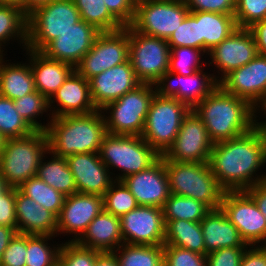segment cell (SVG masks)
I'll return each instance as SVG.
<instances>
[{
	"label": "cell",
	"instance_id": "be15d7a7",
	"mask_svg": "<svg viewBox=\"0 0 266 266\" xmlns=\"http://www.w3.org/2000/svg\"><path fill=\"white\" fill-rule=\"evenodd\" d=\"M261 111V112H260ZM259 113H264L263 115H265L266 118V104L263 106V108L261 110H259ZM265 121H260L263 122L264 124H266V119H264Z\"/></svg>",
	"mask_w": 266,
	"mask_h": 266
},
{
	"label": "cell",
	"instance_id": "91938a15",
	"mask_svg": "<svg viewBox=\"0 0 266 266\" xmlns=\"http://www.w3.org/2000/svg\"><path fill=\"white\" fill-rule=\"evenodd\" d=\"M0 5L13 6L25 13V0H0Z\"/></svg>",
	"mask_w": 266,
	"mask_h": 266
},
{
	"label": "cell",
	"instance_id": "5bb4252c",
	"mask_svg": "<svg viewBox=\"0 0 266 266\" xmlns=\"http://www.w3.org/2000/svg\"><path fill=\"white\" fill-rule=\"evenodd\" d=\"M213 145L201 118L191 109L173 144L161 156L175 162L208 163Z\"/></svg>",
	"mask_w": 266,
	"mask_h": 266
},
{
	"label": "cell",
	"instance_id": "db71d44e",
	"mask_svg": "<svg viewBox=\"0 0 266 266\" xmlns=\"http://www.w3.org/2000/svg\"><path fill=\"white\" fill-rule=\"evenodd\" d=\"M247 29L253 35L257 53L266 56V19L255 22Z\"/></svg>",
	"mask_w": 266,
	"mask_h": 266
},
{
	"label": "cell",
	"instance_id": "ffe728a7",
	"mask_svg": "<svg viewBox=\"0 0 266 266\" xmlns=\"http://www.w3.org/2000/svg\"><path fill=\"white\" fill-rule=\"evenodd\" d=\"M102 210L103 198L100 195L77 192L66 196L57 217V236L63 233L74 234V238L67 241L76 242Z\"/></svg>",
	"mask_w": 266,
	"mask_h": 266
},
{
	"label": "cell",
	"instance_id": "f1b7e54d",
	"mask_svg": "<svg viewBox=\"0 0 266 266\" xmlns=\"http://www.w3.org/2000/svg\"><path fill=\"white\" fill-rule=\"evenodd\" d=\"M4 56L5 54L0 55V95L15 100L35 92L34 76L29 62L7 63L9 60H4Z\"/></svg>",
	"mask_w": 266,
	"mask_h": 266
},
{
	"label": "cell",
	"instance_id": "681fc988",
	"mask_svg": "<svg viewBox=\"0 0 266 266\" xmlns=\"http://www.w3.org/2000/svg\"><path fill=\"white\" fill-rule=\"evenodd\" d=\"M190 11H204L234 15L235 0H184Z\"/></svg>",
	"mask_w": 266,
	"mask_h": 266
},
{
	"label": "cell",
	"instance_id": "4316f807",
	"mask_svg": "<svg viewBox=\"0 0 266 266\" xmlns=\"http://www.w3.org/2000/svg\"><path fill=\"white\" fill-rule=\"evenodd\" d=\"M79 245L101 253L114 252L122 245L120 218L102 210L76 241Z\"/></svg>",
	"mask_w": 266,
	"mask_h": 266
},
{
	"label": "cell",
	"instance_id": "f546056e",
	"mask_svg": "<svg viewBox=\"0 0 266 266\" xmlns=\"http://www.w3.org/2000/svg\"><path fill=\"white\" fill-rule=\"evenodd\" d=\"M190 13L199 21L201 50L206 55L238 28L234 15L204 11Z\"/></svg>",
	"mask_w": 266,
	"mask_h": 266
},
{
	"label": "cell",
	"instance_id": "6f0895ef",
	"mask_svg": "<svg viewBox=\"0 0 266 266\" xmlns=\"http://www.w3.org/2000/svg\"><path fill=\"white\" fill-rule=\"evenodd\" d=\"M95 266H119L118 259L113 252L100 253L97 256Z\"/></svg>",
	"mask_w": 266,
	"mask_h": 266
},
{
	"label": "cell",
	"instance_id": "f6af8a7d",
	"mask_svg": "<svg viewBox=\"0 0 266 266\" xmlns=\"http://www.w3.org/2000/svg\"><path fill=\"white\" fill-rule=\"evenodd\" d=\"M234 17L238 28L266 19V0H235Z\"/></svg>",
	"mask_w": 266,
	"mask_h": 266
},
{
	"label": "cell",
	"instance_id": "603a6c76",
	"mask_svg": "<svg viewBox=\"0 0 266 266\" xmlns=\"http://www.w3.org/2000/svg\"><path fill=\"white\" fill-rule=\"evenodd\" d=\"M66 160L78 193L103 196L115 181L113 175L116 173L109 171L99 153L73 154Z\"/></svg>",
	"mask_w": 266,
	"mask_h": 266
},
{
	"label": "cell",
	"instance_id": "680465c9",
	"mask_svg": "<svg viewBox=\"0 0 266 266\" xmlns=\"http://www.w3.org/2000/svg\"><path fill=\"white\" fill-rule=\"evenodd\" d=\"M53 0H25V14L28 16L35 9L50 3Z\"/></svg>",
	"mask_w": 266,
	"mask_h": 266
},
{
	"label": "cell",
	"instance_id": "3957f363",
	"mask_svg": "<svg viewBox=\"0 0 266 266\" xmlns=\"http://www.w3.org/2000/svg\"><path fill=\"white\" fill-rule=\"evenodd\" d=\"M48 124L49 151L65 158L73 154L99 153L101 142L107 134L100 110L54 117Z\"/></svg>",
	"mask_w": 266,
	"mask_h": 266
},
{
	"label": "cell",
	"instance_id": "8d00e7d4",
	"mask_svg": "<svg viewBox=\"0 0 266 266\" xmlns=\"http://www.w3.org/2000/svg\"><path fill=\"white\" fill-rule=\"evenodd\" d=\"M18 189L58 217L65 200V196L62 193L46 184L37 176L25 181Z\"/></svg>",
	"mask_w": 266,
	"mask_h": 266
},
{
	"label": "cell",
	"instance_id": "d6a6232c",
	"mask_svg": "<svg viewBox=\"0 0 266 266\" xmlns=\"http://www.w3.org/2000/svg\"><path fill=\"white\" fill-rule=\"evenodd\" d=\"M119 266H164L163 245H120L114 252Z\"/></svg>",
	"mask_w": 266,
	"mask_h": 266
},
{
	"label": "cell",
	"instance_id": "f35d334b",
	"mask_svg": "<svg viewBox=\"0 0 266 266\" xmlns=\"http://www.w3.org/2000/svg\"><path fill=\"white\" fill-rule=\"evenodd\" d=\"M14 106L18 114L34 131L46 132L49 124H42L37 120L39 116H43L48 110L50 111L49 99L45 95L36 90L22 98L15 99Z\"/></svg>",
	"mask_w": 266,
	"mask_h": 266
},
{
	"label": "cell",
	"instance_id": "836d02e7",
	"mask_svg": "<svg viewBox=\"0 0 266 266\" xmlns=\"http://www.w3.org/2000/svg\"><path fill=\"white\" fill-rule=\"evenodd\" d=\"M10 40H17L26 49L27 15L19 8L0 5V55Z\"/></svg>",
	"mask_w": 266,
	"mask_h": 266
},
{
	"label": "cell",
	"instance_id": "74e56055",
	"mask_svg": "<svg viewBox=\"0 0 266 266\" xmlns=\"http://www.w3.org/2000/svg\"><path fill=\"white\" fill-rule=\"evenodd\" d=\"M53 237L57 236L27 235L25 266H58V255L62 243L50 245L47 241L52 240Z\"/></svg>",
	"mask_w": 266,
	"mask_h": 266
},
{
	"label": "cell",
	"instance_id": "ac0fdd59",
	"mask_svg": "<svg viewBox=\"0 0 266 266\" xmlns=\"http://www.w3.org/2000/svg\"><path fill=\"white\" fill-rule=\"evenodd\" d=\"M256 43L247 28H237L229 37L213 47L207 55L211 58L209 65H215L219 83L227 74L249 63L257 56ZM221 75V77H220ZM220 77V78H219Z\"/></svg>",
	"mask_w": 266,
	"mask_h": 266
},
{
	"label": "cell",
	"instance_id": "816d5d0a",
	"mask_svg": "<svg viewBox=\"0 0 266 266\" xmlns=\"http://www.w3.org/2000/svg\"><path fill=\"white\" fill-rule=\"evenodd\" d=\"M0 225L17 228L14 187L0 198Z\"/></svg>",
	"mask_w": 266,
	"mask_h": 266
},
{
	"label": "cell",
	"instance_id": "9c48e42d",
	"mask_svg": "<svg viewBox=\"0 0 266 266\" xmlns=\"http://www.w3.org/2000/svg\"><path fill=\"white\" fill-rule=\"evenodd\" d=\"M73 0H53L27 16L26 48L41 52L59 34L80 21Z\"/></svg>",
	"mask_w": 266,
	"mask_h": 266
},
{
	"label": "cell",
	"instance_id": "1f68e13d",
	"mask_svg": "<svg viewBox=\"0 0 266 266\" xmlns=\"http://www.w3.org/2000/svg\"><path fill=\"white\" fill-rule=\"evenodd\" d=\"M47 154L51 155L49 160H45ZM36 176L65 197L77 193L74 177L65 157L48 151L38 166Z\"/></svg>",
	"mask_w": 266,
	"mask_h": 266
},
{
	"label": "cell",
	"instance_id": "ab89813d",
	"mask_svg": "<svg viewBox=\"0 0 266 266\" xmlns=\"http://www.w3.org/2000/svg\"><path fill=\"white\" fill-rule=\"evenodd\" d=\"M32 132L34 130L16 111L14 100L0 95V134L10 139L25 137Z\"/></svg>",
	"mask_w": 266,
	"mask_h": 266
},
{
	"label": "cell",
	"instance_id": "8992f818",
	"mask_svg": "<svg viewBox=\"0 0 266 266\" xmlns=\"http://www.w3.org/2000/svg\"><path fill=\"white\" fill-rule=\"evenodd\" d=\"M99 155L109 171L115 168L121 171L113 177L115 181L147 169L160 157L141 136L109 133L101 142Z\"/></svg>",
	"mask_w": 266,
	"mask_h": 266
},
{
	"label": "cell",
	"instance_id": "7a4b0ae2",
	"mask_svg": "<svg viewBox=\"0 0 266 266\" xmlns=\"http://www.w3.org/2000/svg\"><path fill=\"white\" fill-rule=\"evenodd\" d=\"M193 110L201 118L214 144L242 135L259 123L256 108L225 92L219 85Z\"/></svg>",
	"mask_w": 266,
	"mask_h": 266
},
{
	"label": "cell",
	"instance_id": "e575fe53",
	"mask_svg": "<svg viewBox=\"0 0 266 266\" xmlns=\"http://www.w3.org/2000/svg\"><path fill=\"white\" fill-rule=\"evenodd\" d=\"M164 221L187 220L200 222L211 209L193 198L170 194L163 206Z\"/></svg>",
	"mask_w": 266,
	"mask_h": 266
},
{
	"label": "cell",
	"instance_id": "b9f144b4",
	"mask_svg": "<svg viewBox=\"0 0 266 266\" xmlns=\"http://www.w3.org/2000/svg\"><path fill=\"white\" fill-rule=\"evenodd\" d=\"M204 54L206 53L203 50L191 47L172 48L169 71L183 76L193 75L195 72L204 68V63L201 61V56H204Z\"/></svg>",
	"mask_w": 266,
	"mask_h": 266
},
{
	"label": "cell",
	"instance_id": "7c38bea8",
	"mask_svg": "<svg viewBox=\"0 0 266 266\" xmlns=\"http://www.w3.org/2000/svg\"><path fill=\"white\" fill-rule=\"evenodd\" d=\"M128 54L129 26L118 31L101 32L74 70L89 81L101 72L126 62Z\"/></svg>",
	"mask_w": 266,
	"mask_h": 266
},
{
	"label": "cell",
	"instance_id": "c3c4849f",
	"mask_svg": "<svg viewBox=\"0 0 266 266\" xmlns=\"http://www.w3.org/2000/svg\"><path fill=\"white\" fill-rule=\"evenodd\" d=\"M247 247H230L212 251L206 255L207 266H240Z\"/></svg>",
	"mask_w": 266,
	"mask_h": 266
},
{
	"label": "cell",
	"instance_id": "ba28073f",
	"mask_svg": "<svg viewBox=\"0 0 266 266\" xmlns=\"http://www.w3.org/2000/svg\"><path fill=\"white\" fill-rule=\"evenodd\" d=\"M191 108L180 100L153 96L141 137L161 156L173 144Z\"/></svg>",
	"mask_w": 266,
	"mask_h": 266
},
{
	"label": "cell",
	"instance_id": "52a82bcc",
	"mask_svg": "<svg viewBox=\"0 0 266 266\" xmlns=\"http://www.w3.org/2000/svg\"><path fill=\"white\" fill-rule=\"evenodd\" d=\"M155 93V85L141 83L118 100L108 103L100 109L107 133L141 136L150 102Z\"/></svg>",
	"mask_w": 266,
	"mask_h": 266
},
{
	"label": "cell",
	"instance_id": "d590c367",
	"mask_svg": "<svg viewBox=\"0 0 266 266\" xmlns=\"http://www.w3.org/2000/svg\"><path fill=\"white\" fill-rule=\"evenodd\" d=\"M80 19L101 32L118 31L124 26L109 12L103 0H73Z\"/></svg>",
	"mask_w": 266,
	"mask_h": 266
},
{
	"label": "cell",
	"instance_id": "4fadbf2b",
	"mask_svg": "<svg viewBox=\"0 0 266 266\" xmlns=\"http://www.w3.org/2000/svg\"><path fill=\"white\" fill-rule=\"evenodd\" d=\"M220 208L247 245H266V218L245 191H225Z\"/></svg>",
	"mask_w": 266,
	"mask_h": 266
},
{
	"label": "cell",
	"instance_id": "bcb514c9",
	"mask_svg": "<svg viewBox=\"0 0 266 266\" xmlns=\"http://www.w3.org/2000/svg\"><path fill=\"white\" fill-rule=\"evenodd\" d=\"M164 266H207L206 256L185 248L163 245Z\"/></svg>",
	"mask_w": 266,
	"mask_h": 266
},
{
	"label": "cell",
	"instance_id": "94428289",
	"mask_svg": "<svg viewBox=\"0 0 266 266\" xmlns=\"http://www.w3.org/2000/svg\"><path fill=\"white\" fill-rule=\"evenodd\" d=\"M11 188L0 172V198Z\"/></svg>",
	"mask_w": 266,
	"mask_h": 266
},
{
	"label": "cell",
	"instance_id": "f5cc1de1",
	"mask_svg": "<svg viewBox=\"0 0 266 266\" xmlns=\"http://www.w3.org/2000/svg\"><path fill=\"white\" fill-rule=\"evenodd\" d=\"M240 266H266V246L253 245L247 247L243 253Z\"/></svg>",
	"mask_w": 266,
	"mask_h": 266
},
{
	"label": "cell",
	"instance_id": "cb8c5ba5",
	"mask_svg": "<svg viewBox=\"0 0 266 266\" xmlns=\"http://www.w3.org/2000/svg\"><path fill=\"white\" fill-rule=\"evenodd\" d=\"M55 102L59 106L57 109L53 108ZM49 107L50 119L64 115L89 114L97 110L90 95L89 81L75 70L49 99Z\"/></svg>",
	"mask_w": 266,
	"mask_h": 266
},
{
	"label": "cell",
	"instance_id": "d6986e66",
	"mask_svg": "<svg viewBox=\"0 0 266 266\" xmlns=\"http://www.w3.org/2000/svg\"><path fill=\"white\" fill-rule=\"evenodd\" d=\"M140 206L163 208L170 196L165 160L160 156L151 166L121 180Z\"/></svg>",
	"mask_w": 266,
	"mask_h": 266
},
{
	"label": "cell",
	"instance_id": "11a10c76",
	"mask_svg": "<svg viewBox=\"0 0 266 266\" xmlns=\"http://www.w3.org/2000/svg\"><path fill=\"white\" fill-rule=\"evenodd\" d=\"M245 192L254 200L258 209L266 218V181L246 189Z\"/></svg>",
	"mask_w": 266,
	"mask_h": 266
},
{
	"label": "cell",
	"instance_id": "9f6ffc18",
	"mask_svg": "<svg viewBox=\"0 0 266 266\" xmlns=\"http://www.w3.org/2000/svg\"><path fill=\"white\" fill-rule=\"evenodd\" d=\"M17 233V228L0 225V262L5 249Z\"/></svg>",
	"mask_w": 266,
	"mask_h": 266
},
{
	"label": "cell",
	"instance_id": "7dc6e473",
	"mask_svg": "<svg viewBox=\"0 0 266 266\" xmlns=\"http://www.w3.org/2000/svg\"><path fill=\"white\" fill-rule=\"evenodd\" d=\"M27 234L17 233L5 249L0 266H25Z\"/></svg>",
	"mask_w": 266,
	"mask_h": 266
},
{
	"label": "cell",
	"instance_id": "277c9868",
	"mask_svg": "<svg viewBox=\"0 0 266 266\" xmlns=\"http://www.w3.org/2000/svg\"><path fill=\"white\" fill-rule=\"evenodd\" d=\"M170 194L193 198L211 210L221 207L225 190L212 174L209 163L165 160Z\"/></svg>",
	"mask_w": 266,
	"mask_h": 266
},
{
	"label": "cell",
	"instance_id": "30bf717a",
	"mask_svg": "<svg viewBox=\"0 0 266 266\" xmlns=\"http://www.w3.org/2000/svg\"><path fill=\"white\" fill-rule=\"evenodd\" d=\"M170 54L165 39L142 34L129 26L128 59L141 83L154 85L169 70Z\"/></svg>",
	"mask_w": 266,
	"mask_h": 266
},
{
	"label": "cell",
	"instance_id": "7402d4cb",
	"mask_svg": "<svg viewBox=\"0 0 266 266\" xmlns=\"http://www.w3.org/2000/svg\"><path fill=\"white\" fill-rule=\"evenodd\" d=\"M90 95L97 110L108 103L118 100L127 92L135 89L141 82L137 79L129 59L89 80Z\"/></svg>",
	"mask_w": 266,
	"mask_h": 266
},
{
	"label": "cell",
	"instance_id": "7bdbcfd3",
	"mask_svg": "<svg viewBox=\"0 0 266 266\" xmlns=\"http://www.w3.org/2000/svg\"><path fill=\"white\" fill-rule=\"evenodd\" d=\"M100 253L74 241L62 242L58 255V266H95Z\"/></svg>",
	"mask_w": 266,
	"mask_h": 266
},
{
	"label": "cell",
	"instance_id": "83f0119b",
	"mask_svg": "<svg viewBox=\"0 0 266 266\" xmlns=\"http://www.w3.org/2000/svg\"><path fill=\"white\" fill-rule=\"evenodd\" d=\"M206 255L230 247H248L221 208L211 210L201 221Z\"/></svg>",
	"mask_w": 266,
	"mask_h": 266
},
{
	"label": "cell",
	"instance_id": "f907efd6",
	"mask_svg": "<svg viewBox=\"0 0 266 266\" xmlns=\"http://www.w3.org/2000/svg\"><path fill=\"white\" fill-rule=\"evenodd\" d=\"M109 12L125 27L130 26L135 17L134 0H103Z\"/></svg>",
	"mask_w": 266,
	"mask_h": 266
},
{
	"label": "cell",
	"instance_id": "4dcf8cb0",
	"mask_svg": "<svg viewBox=\"0 0 266 266\" xmlns=\"http://www.w3.org/2000/svg\"><path fill=\"white\" fill-rule=\"evenodd\" d=\"M164 222V245L185 248L206 256V247L200 222H191L183 219Z\"/></svg>",
	"mask_w": 266,
	"mask_h": 266
},
{
	"label": "cell",
	"instance_id": "8fae6325",
	"mask_svg": "<svg viewBox=\"0 0 266 266\" xmlns=\"http://www.w3.org/2000/svg\"><path fill=\"white\" fill-rule=\"evenodd\" d=\"M189 12L184 0H141L136 2L131 26L142 34L167 40Z\"/></svg>",
	"mask_w": 266,
	"mask_h": 266
},
{
	"label": "cell",
	"instance_id": "ee69618b",
	"mask_svg": "<svg viewBox=\"0 0 266 266\" xmlns=\"http://www.w3.org/2000/svg\"><path fill=\"white\" fill-rule=\"evenodd\" d=\"M170 49L191 47L201 50L199 21L189 12L179 27L166 40Z\"/></svg>",
	"mask_w": 266,
	"mask_h": 266
},
{
	"label": "cell",
	"instance_id": "2e32d148",
	"mask_svg": "<svg viewBox=\"0 0 266 266\" xmlns=\"http://www.w3.org/2000/svg\"><path fill=\"white\" fill-rule=\"evenodd\" d=\"M120 226L125 244L164 245L162 208L138 205L120 218Z\"/></svg>",
	"mask_w": 266,
	"mask_h": 266
},
{
	"label": "cell",
	"instance_id": "484cf974",
	"mask_svg": "<svg viewBox=\"0 0 266 266\" xmlns=\"http://www.w3.org/2000/svg\"><path fill=\"white\" fill-rule=\"evenodd\" d=\"M23 51L29 56L27 59L33 72L35 89L50 99L74 71V67L66 62L50 59L42 52L28 48Z\"/></svg>",
	"mask_w": 266,
	"mask_h": 266
},
{
	"label": "cell",
	"instance_id": "44dd1931",
	"mask_svg": "<svg viewBox=\"0 0 266 266\" xmlns=\"http://www.w3.org/2000/svg\"><path fill=\"white\" fill-rule=\"evenodd\" d=\"M100 33L94 25L80 20L59 34L41 52L50 59L66 62L75 67L91 49Z\"/></svg>",
	"mask_w": 266,
	"mask_h": 266
},
{
	"label": "cell",
	"instance_id": "9a60e30c",
	"mask_svg": "<svg viewBox=\"0 0 266 266\" xmlns=\"http://www.w3.org/2000/svg\"><path fill=\"white\" fill-rule=\"evenodd\" d=\"M219 86L261 110L266 104V56L257 54L249 63L227 74Z\"/></svg>",
	"mask_w": 266,
	"mask_h": 266
},
{
	"label": "cell",
	"instance_id": "6125c7cd",
	"mask_svg": "<svg viewBox=\"0 0 266 266\" xmlns=\"http://www.w3.org/2000/svg\"><path fill=\"white\" fill-rule=\"evenodd\" d=\"M5 141H6V139L0 134V156H1V153L3 151Z\"/></svg>",
	"mask_w": 266,
	"mask_h": 266
},
{
	"label": "cell",
	"instance_id": "6da1fadb",
	"mask_svg": "<svg viewBox=\"0 0 266 266\" xmlns=\"http://www.w3.org/2000/svg\"><path fill=\"white\" fill-rule=\"evenodd\" d=\"M208 163L225 191H245L265 182L266 173H256L266 163V124L259 122L242 135L215 143Z\"/></svg>",
	"mask_w": 266,
	"mask_h": 266
},
{
	"label": "cell",
	"instance_id": "60d3db41",
	"mask_svg": "<svg viewBox=\"0 0 266 266\" xmlns=\"http://www.w3.org/2000/svg\"><path fill=\"white\" fill-rule=\"evenodd\" d=\"M102 198L103 210L119 218L138 206L135 197L122 181H114Z\"/></svg>",
	"mask_w": 266,
	"mask_h": 266
},
{
	"label": "cell",
	"instance_id": "d4e9b609",
	"mask_svg": "<svg viewBox=\"0 0 266 266\" xmlns=\"http://www.w3.org/2000/svg\"><path fill=\"white\" fill-rule=\"evenodd\" d=\"M17 231L27 235L57 236V217L15 188Z\"/></svg>",
	"mask_w": 266,
	"mask_h": 266
},
{
	"label": "cell",
	"instance_id": "e0dca14e",
	"mask_svg": "<svg viewBox=\"0 0 266 266\" xmlns=\"http://www.w3.org/2000/svg\"><path fill=\"white\" fill-rule=\"evenodd\" d=\"M156 93L162 97L176 98L193 109L208 96L219 83L215 75L200 69L190 76H183L171 71L165 72L154 84Z\"/></svg>",
	"mask_w": 266,
	"mask_h": 266
},
{
	"label": "cell",
	"instance_id": "5b68a950",
	"mask_svg": "<svg viewBox=\"0 0 266 266\" xmlns=\"http://www.w3.org/2000/svg\"><path fill=\"white\" fill-rule=\"evenodd\" d=\"M48 151L49 141L44 131L6 139L0 156V172L11 187L19 188L36 176L38 166Z\"/></svg>",
	"mask_w": 266,
	"mask_h": 266
}]
</instances>
